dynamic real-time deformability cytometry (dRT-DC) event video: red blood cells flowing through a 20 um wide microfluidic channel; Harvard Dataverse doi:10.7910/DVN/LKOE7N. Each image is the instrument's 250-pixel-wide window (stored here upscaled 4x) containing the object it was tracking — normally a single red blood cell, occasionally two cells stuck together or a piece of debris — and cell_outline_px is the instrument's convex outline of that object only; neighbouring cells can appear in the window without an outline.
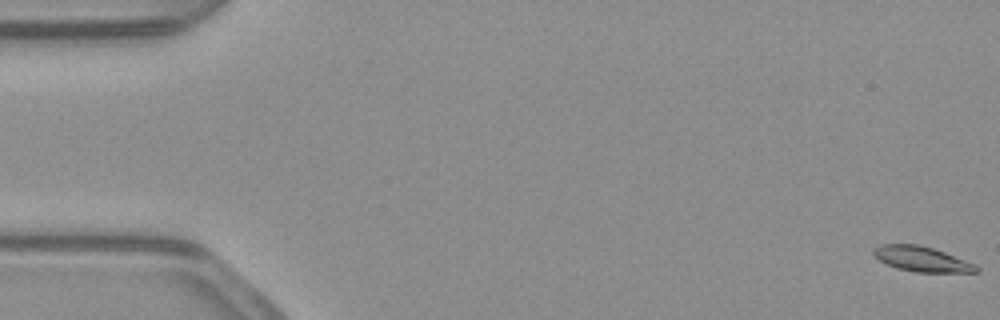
{"species": "common noctule bat (a hibernating species)", "species_latin": "Nyctalus noctula", "temperature_condition": "warm", "stored_images_in_passage": 54, "camera_frame_rate_fps": 3000, "um_per_image_px": 0.085, "animal": {"sex": "male", "body_mass_g": 23.1, "forearm_length_mm": 52.7}, "frame": {"image": 1, "passage_image": 1, "time_ms": 0.0, "image_size_px": [1000, 320], "cell_outline_px": [[980, 272], [916, 272], [896, 268], [880, 260], [872, 252], [880, 244], [916, 244], [932, 248], [944, 252], [976, 264], [980, 268]], "centroid_in_image_um": [78.39, 22.02], "position_along_channel_um": 6.6, "area_um2": 14.85}}
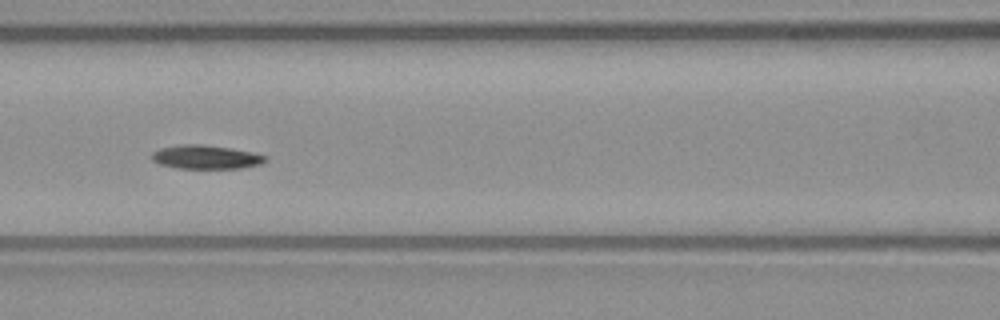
{"frame": {"image": 2, "passage_image": 24, "time_ms": 7.667, "image_size_px": [1000, 320], "cell_outline_px": [[268, 160], [260, 164], [240, 168], [176, 168], [160, 164], [152, 160], [152, 152], [160, 148], [180, 144], [204, 144], [232, 148], [252, 152], [268, 156]], "centroid_in_image_um": [17.51, 13.34], "position_along_channel_um": 149.1, "area_um2": 15.84}}
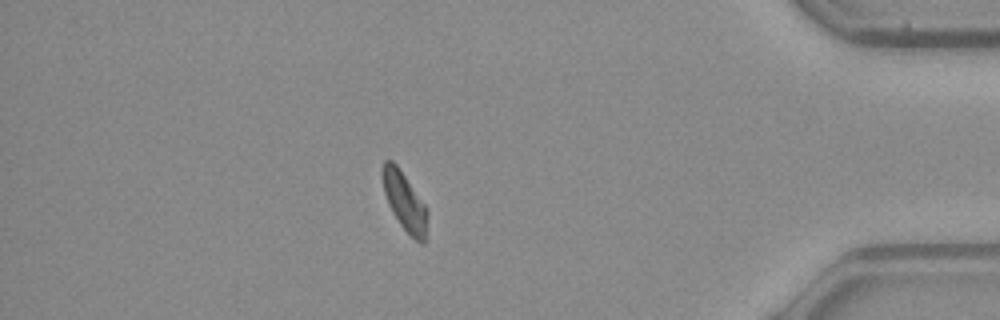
{"frame": {"image": 3, "passage_image": 47, "time_ms": 15.333, "image_size_px": [1000, 320], "cell_outline_px": [[428, 216], [424, 244], [420, 244], [400, 224], [392, 212], [388, 204], [384, 192], [380, 172], [384, 160], [392, 160], [396, 164], [428, 208]], "centroid_in_image_um": [34.38, 17.1], "position_along_channel_um": 400.8, "area_um2": 15.37}}